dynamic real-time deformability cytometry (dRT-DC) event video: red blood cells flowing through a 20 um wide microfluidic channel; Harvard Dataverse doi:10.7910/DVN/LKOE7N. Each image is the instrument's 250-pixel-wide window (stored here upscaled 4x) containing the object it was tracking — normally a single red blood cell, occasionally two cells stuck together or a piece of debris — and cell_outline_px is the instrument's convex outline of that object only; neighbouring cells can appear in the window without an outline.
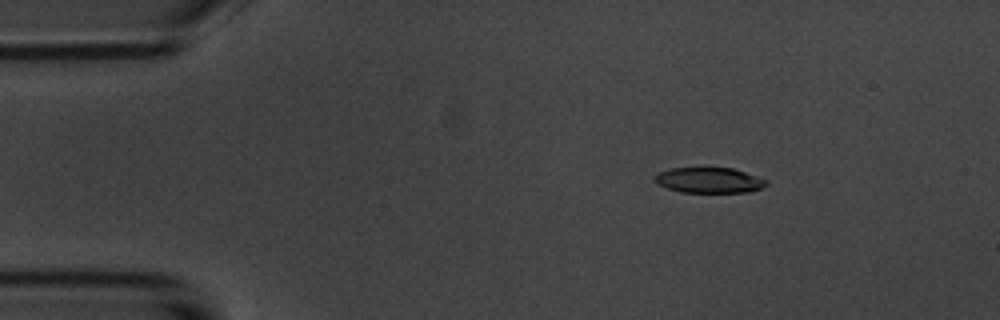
{"species": "common noctule bat (a hibernating species)", "species_latin": "Nyctalus noctula", "temperature_condition": "room temperature", "stored_images_in_passage": 4, "camera_frame_rate_fps": 3000, "um_per_image_px": 0.085, "animal": {"sex": "male", "body_mass_g": 20.1, "forearm_length_mm": 53.5}, "frame": {"image": 1, "passage_image": 2, "time_ms": 2.0, "image_size_px": [1000, 320], "cell_outline_px": [[768, 184], [760, 188], [748, 192], [680, 192], [668, 188], [660, 184], [656, 180], [656, 172], [668, 168], [732, 168], [768, 180]], "centroid_in_image_um": [60.28, 15.31], "position_along_channel_um": 24.7, "area_um2": 16.36}}